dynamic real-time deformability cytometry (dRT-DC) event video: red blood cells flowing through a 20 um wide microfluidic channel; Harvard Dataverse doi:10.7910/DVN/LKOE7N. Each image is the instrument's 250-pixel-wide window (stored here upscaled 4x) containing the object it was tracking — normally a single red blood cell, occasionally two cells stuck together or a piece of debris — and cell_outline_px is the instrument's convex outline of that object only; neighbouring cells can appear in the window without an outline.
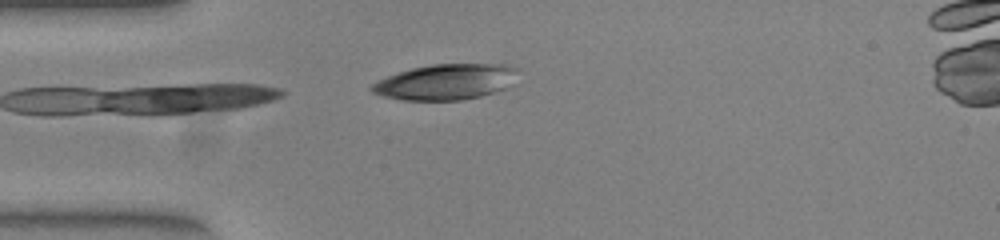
{"species": "common noctule bat (a hibernating species)", "species_latin": "Nyctalus noctula", "temperature_condition": "warm", "stored_images_in_passage": 6, "camera_frame_rate_fps": 3000, "um_per_image_px": 0.085, "animal": {"sex": "female", "body_mass_g": 23.0, "forearm_length_mm": 53.4}, "frame": {"image": 1, "passage_image": 1, "time_ms": 0.0, "image_size_px": [1000, 240], "cell_outline_px": [[520, 68], [504, 88], [480, 96], [460, 100], [400, 100], [384, 96], [372, 92], [368, 88], [372, 84], [388, 76], [412, 68], [432, 64], [500, 64]], "centroid_in_image_um": [37.83, 6.96], "position_along_channel_um": 47.2, "area_um2": 29.82}}